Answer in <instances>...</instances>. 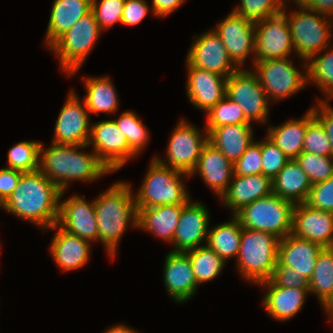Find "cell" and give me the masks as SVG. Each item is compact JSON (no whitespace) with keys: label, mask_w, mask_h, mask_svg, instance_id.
<instances>
[{"label":"cell","mask_w":333,"mask_h":333,"mask_svg":"<svg viewBox=\"0 0 333 333\" xmlns=\"http://www.w3.org/2000/svg\"><path fill=\"white\" fill-rule=\"evenodd\" d=\"M64 191L47 179L39 170L24 172L19 182L1 205L24 220L49 229L58 221L59 203Z\"/></svg>","instance_id":"6da1fadb"},{"label":"cell","mask_w":333,"mask_h":333,"mask_svg":"<svg viewBox=\"0 0 333 333\" xmlns=\"http://www.w3.org/2000/svg\"><path fill=\"white\" fill-rule=\"evenodd\" d=\"M86 146L53 143L52 147L43 151L44 146L41 144L39 171L61 191H65L69 180L94 181L111 173L94 152L89 154L77 151Z\"/></svg>","instance_id":"7a4b0ae2"},{"label":"cell","mask_w":333,"mask_h":333,"mask_svg":"<svg viewBox=\"0 0 333 333\" xmlns=\"http://www.w3.org/2000/svg\"><path fill=\"white\" fill-rule=\"evenodd\" d=\"M94 208L98 239L105 245L108 254L115 257L116 246L128 222L137 227L138 211L130 185L120 181L115 183L96 198Z\"/></svg>","instance_id":"3957f363"},{"label":"cell","mask_w":333,"mask_h":333,"mask_svg":"<svg viewBox=\"0 0 333 333\" xmlns=\"http://www.w3.org/2000/svg\"><path fill=\"white\" fill-rule=\"evenodd\" d=\"M280 239L264 231L242 227L238 268L249 281L261 283L273 275Z\"/></svg>","instance_id":"277c9868"},{"label":"cell","mask_w":333,"mask_h":333,"mask_svg":"<svg viewBox=\"0 0 333 333\" xmlns=\"http://www.w3.org/2000/svg\"><path fill=\"white\" fill-rule=\"evenodd\" d=\"M294 206L272 192L244 206L234 216L242 227L264 231L281 240L292 233Z\"/></svg>","instance_id":"5b68a950"},{"label":"cell","mask_w":333,"mask_h":333,"mask_svg":"<svg viewBox=\"0 0 333 333\" xmlns=\"http://www.w3.org/2000/svg\"><path fill=\"white\" fill-rule=\"evenodd\" d=\"M143 184L135 196L136 208L159 205H186L190 200L180 179L189 174L160 164L155 158L149 166Z\"/></svg>","instance_id":"8992f818"},{"label":"cell","mask_w":333,"mask_h":333,"mask_svg":"<svg viewBox=\"0 0 333 333\" xmlns=\"http://www.w3.org/2000/svg\"><path fill=\"white\" fill-rule=\"evenodd\" d=\"M100 32L91 11L61 35L50 48L59 56L62 70L70 75L75 74L97 42Z\"/></svg>","instance_id":"52a82bcc"},{"label":"cell","mask_w":333,"mask_h":333,"mask_svg":"<svg viewBox=\"0 0 333 333\" xmlns=\"http://www.w3.org/2000/svg\"><path fill=\"white\" fill-rule=\"evenodd\" d=\"M297 12L286 15L296 54L309 60L313 55L326 49L330 39V22L308 7H300ZM313 13V14H312ZM316 14V15H315Z\"/></svg>","instance_id":"ba28073f"},{"label":"cell","mask_w":333,"mask_h":333,"mask_svg":"<svg viewBox=\"0 0 333 333\" xmlns=\"http://www.w3.org/2000/svg\"><path fill=\"white\" fill-rule=\"evenodd\" d=\"M226 93L242 108L249 122H266L268 97L254 73L241 68L232 73L226 81Z\"/></svg>","instance_id":"9c48e42d"},{"label":"cell","mask_w":333,"mask_h":333,"mask_svg":"<svg viewBox=\"0 0 333 333\" xmlns=\"http://www.w3.org/2000/svg\"><path fill=\"white\" fill-rule=\"evenodd\" d=\"M254 66L256 68L254 74L266 92L268 100L272 97L276 100L289 97L308 82L307 76H303L295 69L287 58L254 62Z\"/></svg>","instance_id":"30bf717a"},{"label":"cell","mask_w":333,"mask_h":333,"mask_svg":"<svg viewBox=\"0 0 333 333\" xmlns=\"http://www.w3.org/2000/svg\"><path fill=\"white\" fill-rule=\"evenodd\" d=\"M285 9L279 15L255 22L254 62L287 58L294 50Z\"/></svg>","instance_id":"8fae6325"},{"label":"cell","mask_w":333,"mask_h":333,"mask_svg":"<svg viewBox=\"0 0 333 333\" xmlns=\"http://www.w3.org/2000/svg\"><path fill=\"white\" fill-rule=\"evenodd\" d=\"M208 142V133L201 137L196 127L183 120L176 126L168 144L167 159L164 163L161 158L155 159L162 165L190 174L195 168L203 147Z\"/></svg>","instance_id":"7c38bea8"},{"label":"cell","mask_w":333,"mask_h":333,"mask_svg":"<svg viewBox=\"0 0 333 333\" xmlns=\"http://www.w3.org/2000/svg\"><path fill=\"white\" fill-rule=\"evenodd\" d=\"M91 127L88 145L92 142L93 152L111 172L122 167L130 157L137 156L114 120H103Z\"/></svg>","instance_id":"4fadbf2b"},{"label":"cell","mask_w":333,"mask_h":333,"mask_svg":"<svg viewBox=\"0 0 333 333\" xmlns=\"http://www.w3.org/2000/svg\"><path fill=\"white\" fill-rule=\"evenodd\" d=\"M191 46L186 58V63L191 66L206 69L226 78L239 69L233 65L223 41L215 30L201 35Z\"/></svg>","instance_id":"5bb4252c"},{"label":"cell","mask_w":333,"mask_h":333,"mask_svg":"<svg viewBox=\"0 0 333 333\" xmlns=\"http://www.w3.org/2000/svg\"><path fill=\"white\" fill-rule=\"evenodd\" d=\"M86 109L85 102L82 105L74 91L70 92L56 121L54 144L88 145L91 129Z\"/></svg>","instance_id":"9a60e30c"},{"label":"cell","mask_w":333,"mask_h":333,"mask_svg":"<svg viewBox=\"0 0 333 333\" xmlns=\"http://www.w3.org/2000/svg\"><path fill=\"white\" fill-rule=\"evenodd\" d=\"M234 65H241L248 54L255 53V22L231 12L215 29Z\"/></svg>","instance_id":"2e32d148"},{"label":"cell","mask_w":333,"mask_h":333,"mask_svg":"<svg viewBox=\"0 0 333 333\" xmlns=\"http://www.w3.org/2000/svg\"><path fill=\"white\" fill-rule=\"evenodd\" d=\"M292 234L317 243L322 248L333 247V213L295 204Z\"/></svg>","instance_id":"e0dca14e"},{"label":"cell","mask_w":333,"mask_h":333,"mask_svg":"<svg viewBox=\"0 0 333 333\" xmlns=\"http://www.w3.org/2000/svg\"><path fill=\"white\" fill-rule=\"evenodd\" d=\"M57 225L70 234L87 241L98 238V223L95 216L94 202L88 203L80 196H73L59 203Z\"/></svg>","instance_id":"ac0fdd59"},{"label":"cell","mask_w":333,"mask_h":333,"mask_svg":"<svg viewBox=\"0 0 333 333\" xmlns=\"http://www.w3.org/2000/svg\"><path fill=\"white\" fill-rule=\"evenodd\" d=\"M187 95L191 103L209 112L226 96L227 78L187 63Z\"/></svg>","instance_id":"d6986e66"},{"label":"cell","mask_w":333,"mask_h":333,"mask_svg":"<svg viewBox=\"0 0 333 333\" xmlns=\"http://www.w3.org/2000/svg\"><path fill=\"white\" fill-rule=\"evenodd\" d=\"M208 211L202 203L189 201L181 211L179 222L174 233L172 252H185L200 247L208 237Z\"/></svg>","instance_id":"ffe728a7"},{"label":"cell","mask_w":333,"mask_h":333,"mask_svg":"<svg viewBox=\"0 0 333 333\" xmlns=\"http://www.w3.org/2000/svg\"><path fill=\"white\" fill-rule=\"evenodd\" d=\"M164 283L174 300L182 303L196 293L197 282L189 257L184 252H172L166 256Z\"/></svg>","instance_id":"44dd1931"},{"label":"cell","mask_w":333,"mask_h":333,"mask_svg":"<svg viewBox=\"0 0 333 333\" xmlns=\"http://www.w3.org/2000/svg\"><path fill=\"white\" fill-rule=\"evenodd\" d=\"M321 250L317 243L290 233L279 241L278 260L309 281Z\"/></svg>","instance_id":"7402d4cb"},{"label":"cell","mask_w":333,"mask_h":333,"mask_svg":"<svg viewBox=\"0 0 333 333\" xmlns=\"http://www.w3.org/2000/svg\"><path fill=\"white\" fill-rule=\"evenodd\" d=\"M233 183L228 186L221 198L235 215L244 206L255 200L270 195L273 192L272 180L263 175H234Z\"/></svg>","instance_id":"603a6c76"},{"label":"cell","mask_w":333,"mask_h":333,"mask_svg":"<svg viewBox=\"0 0 333 333\" xmlns=\"http://www.w3.org/2000/svg\"><path fill=\"white\" fill-rule=\"evenodd\" d=\"M196 171L199 172L205 183L215 191L216 195L221 197L228 188L230 178L234 176V164L220 150L207 142L195 168L189 175H193Z\"/></svg>","instance_id":"cb8c5ba5"},{"label":"cell","mask_w":333,"mask_h":333,"mask_svg":"<svg viewBox=\"0 0 333 333\" xmlns=\"http://www.w3.org/2000/svg\"><path fill=\"white\" fill-rule=\"evenodd\" d=\"M51 228H58L50 251L53 259L63 270H75L85 265L90 255L89 241L70 234L55 224Z\"/></svg>","instance_id":"d4e9b609"},{"label":"cell","mask_w":333,"mask_h":333,"mask_svg":"<svg viewBox=\"0 0 333 333\" xmlns=\"http://www.w3.org/2000/svg\"><path fill=\"white\" fill-rule=\"evenodd\" d=\"M250 124L222 125L206 128L208 142L234 164L253 142Z\"/></svg>","instance_id":"484cf974"},{"label":"cell","mask_w":333,"mask_h":333,"mask_svg":"<svg viewBox=\"0 0 333 333\" xmlns=\"http://www.w3.org/2000/svg\"><path fill=\"white\" fill-rule=\"evenodd\" d=\"M259 284L267 285L264 307L268 314L276 320L285 321L293 317L305 301L309 289L287 288L275 285L271 280Z\"/></svg>","instance_id":"4316f807"},{"label":"cell","mask_w":333,"mask_h":333,"mask_svg":"<svg viewBox=\"0 0 333 333\" xmlns=\"http://www.w3.org/2000/svg\"><path fill=\"white\" fill-rule=\"evenodd\" d=\"M92 11V0H54L46 43L50 47L61 35L69 30L82 17Z\"/></svg>","instance_id":"83f0119b"},{"label":"cell","mask_w":333,"mask_h":333,"mask_svg":"<svg viewBox=\"0 0 333 333\" xmlns=\"http://www.w3.org/2000/svg\"><path fill=\"white\" fill-rule=\"evenodd\" d=\"M185 205H159L137 208V227L146 229L166 241H172L182 208Z\"/></svg>","instance_id":"f1b7e54d"},{"label":"cell","mask_w":333,"mask_h":333,"mask_svg":"<svg viewBox=\"0 0 333 333\" xmlns=\"http://www.w3.org/2000/svg\"><path fill=\"white\" fill-rule=\"evenodd\" d=\"M272 182L273 193L294 204L305 203L312 187L295 159L289 160Z\"/></svg>","instance_id":"f546056e"},{"label":"cell","mask_w":333,"mask_h":333,"mask_svg":"<svg viewBox=\"0 0 333 333\" xmlns=\"http://www.w3.org/2000/svg\"><path fill=\"white\" fill-rule=\"evenodd\" d=\"M310 109L300 120L291 119L278 127H269L267 136L285 153L289 160L296 159L303 152L307 125L314 119Z\"/></svg>","instance_id":"4dcf8cb0"},{"label":"cell","mask_w":333,"mask_h":333,"mask_svg":"<svg viewBox=\"0 0 333 333\" xmlns=\"http://www.w3.org/2000/svg\"><path fill=\"white\" fill-rule=\"evenodd\" d=\"M242 226L233 216L231 222L218 225L208 231L206 245L225 262L230 257H237L240 249Z\"/></svg>","instance_id":"1f68e13d"},{"label":"cell","mask_w":333,"mask_h":333,"mask_svg":"<svg viewBox=\"0 0 333 333\" xmlns=\"http://www.w3.org/2000/svg\"><path fill=\"white\" fill-rule=\"evenodd\" d=\"M315 293L324 309L333 301V247L322 248L316 259L309 293Z\"/></svg>","instance_id":"d6a6232c"},{"label":"cell","mask_w":333,"mask_h":333,"mask_svg":"<svg viewBox=\"0 0 333 333\" xmlns=\"http://www.w3.org/2000/svg\"><path fill=\"white\" fill-rule=\"evenodd\" d=\"M85 105L89 113H113L117 109L118 100L115 88L109 77L86 78Z\"/></svg>","instance_id":"836d02e7"},{"label":"cell","mask_w":333,"mask_h":333,"mask_svg":"<svg viewBox=\"0 0 333 333\" xmlns=\"http://www.w3.org/2000/svg\"><path fill=\"white\" fill-rule=\"evenodd\" d=\"M184 253L189 257L198 285L216 278L225 265V261L207 245L187 250Z\"/></svg>","instance_id":"e575fe53"},{"label":"cell","mask_w":333,"mask_h":333,"mask_svg":"<svg viewBox=\"0 0 333 333\" xmlns=\"http://www.w3.org/2000/svg\"><path fill=\"white\" fill-rule=\"evenodd\" d=\"M41 143L23 141L16 144L8 152V167L22 172L39 170Z\"/></svg>","instance_id":"d590c367"},{"label":"cell","mask_w":333,"mask_h":333,"mask_svg":"<svg viewBox=\"0 0 333 333\" xmlns=\"http://www.w3.org/2000/svg\"><path fill=\"white\" fill-rule=\"evenodd\" d=\"M315 57V58H314ZM306 63L307 79H312L322 89L326 97L333 96V49L327 54L313 55Z\"/></svg>","instance_id":"8d00e7d4"},{"label":"cell","mask_w":333,"mask_h":333,"mask_svg":"<svg viewBox=\"0 0 333 333\" xmlns=\"http://www.w3.org/2000/svg\"><path fill=\"white\" fill-rule=\"evenodd\" d=\"M251 124L245 117L242 108L227 95L207 112V128L222 125Z\"/></svg>","instance_id":"74e56055"},{"label":"cell","mask_w":333,"mask_h":333,"mask_svg":"<svg viewBox=\"0 0 333 333\" xmlns=\"http://www.w3.org/2000/svg\"><path fill=\"white\" fill-rule=\"evenodd\" d=\"M114 122L125 136L129 147L136 154L140 153L149 138L147 129L137 115L134 112L126 111Z\"/></svg>","instance_id":"f35d334b"},{"label":"cell","mask_w":333,"mask_h":333,"mask_svg":"<svg viewBox=\"0 0 333 333\" xmlns=\"http://www.w3.org/2000/svg\"><path fill=\"white\" fill-rule=\"evenodd\" d=\"M285 5L283 0H241L240 6L232 12L257 22L281 14Z\"/></svg>","instance_id":"ab89813d"},{"label":"cell","mask_w":333,"mask_h":333,"mask_svg":"<svg viewBox=\"0 0 333 333\" xmlns=\"http://www.w3.org/2000/svg\"><path fill=\"white\" fill-rule=\"evenodd\" d=\"M307 174L311 184L325 181L333 176V157L302 152L296 159Z\"/></svg>","instance_id":"60d3db41"},{"label":"cell","mask_w":333,"mask_h":333,"mask_svg":"<svg viewBox=\"0 0 333 333\" xmlns=\"http://www.w3.org/2000/svg\"><path fill=\"white\" fill-rule=\"evenodd\" d=\"M303 152L322 156H332L329 138L324 127L316 118L307 125Z\"/></svg>","instance_id":"b9f144b4"},{"label":"cell","mask_w":333,"mask_h":333,"mask_svg":"<svg viewBox=\"0 0 333 333\" xmlns=\"http://www.w3.org/2000/svg\"><path fill=\"white\" fill-rule=\"evenodd\" d=\"M261 154L262 174L273 181L289 159L268 136L261 141Z\"/></svg>","instance_id":"7bdbcfd3"},{"label":"cell","mask_w":333,"mask_h":333,"mask_svg":"<svg viewBox=\"0 0 333 333\" xmlns=\"http://www.w3.org/2000/svg\"><path fill=\"white\" fill-rule=\"evenodd\" d=\"M97 0H92V12L101 29H107L116 22L122 23L123 8L126 0H101L97 4Z\"/></svg>","instance_id":"ee69618b"},{"label":"cell","mask_w":333,"mask_h":333,"mask_svg":"<svg viewBox=\"0 0 333 333\" xmlns=\"http://www.w3.org/2000/svg\"><path fill=\"white\" fill-rule=\"evenodd\" d=\"M262 174L261 142H252L234 163V175Z\"/></svg>","instance_id":"f6af8a7d"},{"label":"cell","mask_w":333,"mask_h":333,"mask_svg":"<svg viewBox=\"0 0 333 333\" xmlns=\"http://www.w3.org/2000/svg\"><path fill=\"white\" fill-rule=\"evenodd\" d=\"M305 204L314 209L333 213V176L312 184Z\"/></svg>","instance_id":"bcb514c9"},{"label":"cell","mask_w":333,"mask_h":333,"mask_svg":"<svg viewBox=\"0 0 333 333\" xmlns=\"http://www.w3.org/2000/svg\"><path fill=\"white\" fill-rule=\"evenodd\" d=\"M270 280L281 287L309 289L308 280L297 274L291 267L282 264L279 260L276 262V267Z\"/></svg>","instance_id":"7dc6e473"},{"label":"cell","mask_w":333,"mask_h":333,"mask_svg":"<svg viewBox=\"0 0 333 333\" xmlns=\"http://www.w3.org/2000/svg\"><path fill=\"white\" fill-rule=\"evenodd\" d=\"M148 6L144 0H126L123 8L122 24L136 25L148 13Z\"/></svg>","instance_id":"c3c4849f"},{"label":"cell","mask_w":333,"mask_h":333,"mask_svg":"<svg viewBox=\"0 0 333 333\" xmlns=\"http://www.w3.org/2000/svg\"><path fill=\"white\" fill-rule=\"evenodd\" d=\"M23 173L10 168L0 169V206L14 191Z\"/></svg>","instance_id":"681fc988"},{"label":"cell","mask_w":333,"mask_h":333,"mask_svg":"<svg viewBox=\"0 0 333 333\" xmlns=\"http://www.w3.org/2000/svg\"><path fill=\"white\" fill-rule=\"evenodd\" d=\"M318 104L320 111L316 107H311V110L314 114V117L321 123L326 131L331 144L333 157V109L328 106L329 104H327L324 100H321Z\"/></svg>","instance_id":"f907efd6"},{"label":"cell","mask_w":333,"mask_h":333,"mask_svg":"<svg viewBox=\"0 0 333 333\" xmlns=\"http://www.w3.org/2000/svg\"><path fill=\"white\" fill-rule=\"evenodd\" d=\"M185 0H152V10L156 16L164 17L170 15L176 10Z\"/></svg>","instance_id":"816d5d0a"},{"label":"cell","mask_w":333,"mask_h":333,"mask_svg":"<svg viewBox=\"0 0 333 333\" xmlns=\"http://www.w3.org/2000/svg\"><path fill=\"white\" fill-rule=\"evenodd\" d=\"M308 8L327 18L333 16V0H314Z\"/></svg>","instance_id":"f5cc1de1"},{"label":"cell","mask_w":333,"mask_h":333,"mask_svg":"<svg viewBox=\"0 0 333 333\" xmlns=\"http://www.w3.org/2000/svg\"><path fill=\"white\" fill-rule=\"evenodd\" d=\"M105 333H137L131 328L124 325H116L110 329H108Z\"/></svg>","instance_id":"db71d44e"},{"label":"cell","mask_w":333,"mask_h":333,"mask_svg":"<svg viewBox=\"0 0 333 333\" xmlns=\"http://www.w3.org/2000/svg\"><path fill=\"white\" fill-rule=\"evenodd\" d=\"M294 1L297 2L296 4H298L299 8L309 7L314 2V0H294Z\"/></svg>","instance_id":"11a10c76"},{"label":"cell","mask_w":333,"mask_h":333,"mask_svg":"<svg viewBox=\"0 0 333 333\" xmlns=\"http://www.w3.org/2000/svg\"><path fill=\"white\" fill-rule=\"evenodd\" d=\"M325 309L333 320V301Z\"/></svg>","instance_id":"9f6ffc18"}]
</instances>
